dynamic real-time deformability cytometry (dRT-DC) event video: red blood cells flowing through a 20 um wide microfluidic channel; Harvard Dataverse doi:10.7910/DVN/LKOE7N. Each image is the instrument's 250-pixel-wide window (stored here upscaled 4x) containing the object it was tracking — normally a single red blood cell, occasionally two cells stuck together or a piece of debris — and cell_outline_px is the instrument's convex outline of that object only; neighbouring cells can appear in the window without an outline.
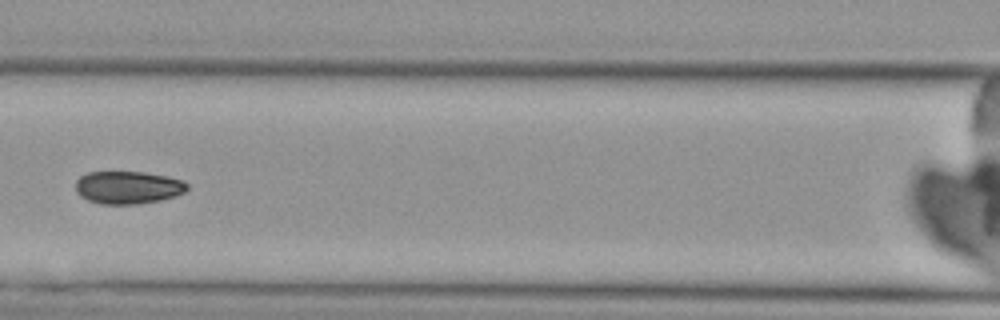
{"species": "Egyptian fruit bat (a non-hibernating species)", "species_latin": "Rousettus aegyptiacus", "temperature_condition": "cold", "stored_images_in_passage": 7, "camera_frame_rate_fps": 3000, "um_per_image_px": 0.085, "animal": {"sex": "female"}, "frame": {"image": 1, "passage_image": 7, "time_ms": 7.0, "image_size_px": [1000, 320], "cell_outline_px": [[188, 188], [184, 192], [176, 196], [160, 200], [136, 204], [100, 204], [88, 200], [80, 196], [76, 192], [76, 180], [80, 176], [88, 172], [144, 172], [168, 176], [180, 180], [188, 184]], "centroid_in_image_um": [10.86, 15.93], "position_along_channel_um": 155.7, "area_um2": 21.33}}